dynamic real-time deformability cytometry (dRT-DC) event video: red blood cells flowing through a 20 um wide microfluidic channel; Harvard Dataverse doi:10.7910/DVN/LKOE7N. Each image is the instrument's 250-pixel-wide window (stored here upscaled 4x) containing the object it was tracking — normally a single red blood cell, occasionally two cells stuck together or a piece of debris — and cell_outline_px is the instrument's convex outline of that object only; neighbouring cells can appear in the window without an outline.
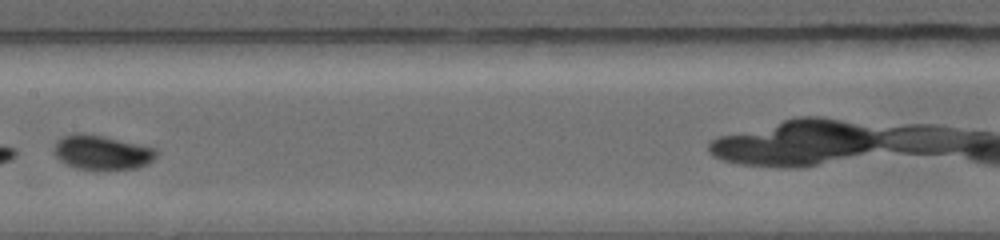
{"species": "common noctule bat (a hibernating species)", "species_latin": "Nyctalus noctula", "temperature_condition": "warm", "stored_images_in_passage": 11, "camera_frame_rate_fps": 5000, "um_per_image_px": 0.085, "animal": {"sex": "female", "body_mass_g": 19.0, "forearm_length_mm": 56.7}, "frame": {"image": 1, "passage_image": 4, "time_ms": 2.8, "image_size_px": [1000, 240], "cell_outline_px": [[156, 156], [148, 164], [136, 168], [96, 172], [76, 168], [64, 164], [52, 152], [56, 144], [64, 136], [100, 136], [152, 148], [156, 152]], "centroid_in_image_um": [8.65, 13.06], "position_along_channel_um": 198.8, "area_um2": 20.0}}